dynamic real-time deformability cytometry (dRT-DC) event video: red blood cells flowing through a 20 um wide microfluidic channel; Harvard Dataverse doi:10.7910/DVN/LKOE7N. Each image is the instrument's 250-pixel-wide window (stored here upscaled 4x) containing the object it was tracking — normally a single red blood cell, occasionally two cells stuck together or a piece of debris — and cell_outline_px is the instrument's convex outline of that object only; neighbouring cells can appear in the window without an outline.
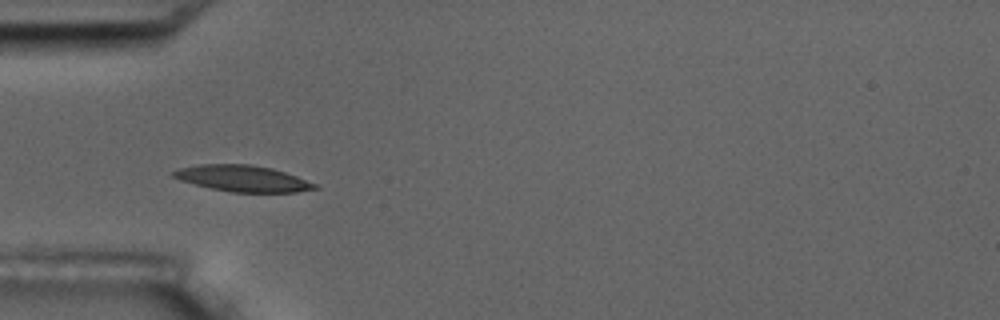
{"species": "common noctule bat (a hibernating species)", "species_latin": "Nyctalus noctula", "temperature_condition": "room temperature", "stored_images_in_passage": 4, "camera_frame_rate_fps": 3000, "um_per_image_px": 0.085, "animal": {"sex": "male", "body_mass_g": 17.5, "forearm_length_mm": 52.3}, "frame": {"image": 1, "passage_image": 3, "time_ms": 2.333, "image_size_px": [1000, 320], "cell_outline_px": [[320, 188], [296, 192], [232, 192], [212, 188], [180, 180], [172, 176], [172, 172], [176, 168], [196, 164], [248, 164], [272, 168], [296, 176], [316, 184]], "centroid_in_image_um": [20.6, 15.16], "position_along_channel_um": 64.4, "area_um2": 21.5}}